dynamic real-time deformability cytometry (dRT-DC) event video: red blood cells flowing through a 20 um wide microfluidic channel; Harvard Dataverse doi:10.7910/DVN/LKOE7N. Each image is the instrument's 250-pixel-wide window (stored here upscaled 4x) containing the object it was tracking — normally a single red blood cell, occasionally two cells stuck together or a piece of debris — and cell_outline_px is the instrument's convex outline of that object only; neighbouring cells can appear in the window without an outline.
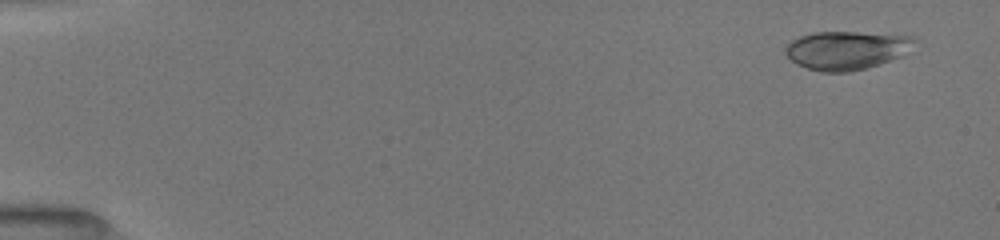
{"species": "common noctule bat (a hibernating species)", "species_latin": "Nyctalus noctula", "temperature_condition": "room temperature", "stored_images_in_passage": 42, "camera_frame_rate_fps": 3000, "um_per_image_px": 0.085, "animal": {"sex": "female", "body_mass_g": 19.5, "forearm_length_mm": 54.1}, "frame": {"image": 1, "passage_image": 3, "time_ms": 0.667, "image_size_px": [1000, 240], "cell_outline_px": [[916, 40], [900, 56], [880, 64], [848, 72], [820, 72], [796, 64], [784, 52], [784, 48], [792, 40], [800, 36], [812, 32], [856, 32], [912, 36]], "centroid_in_image_um": [71.89, 4.27], "position_along_channel_um": 13.1, "area_um2": 28.61}}
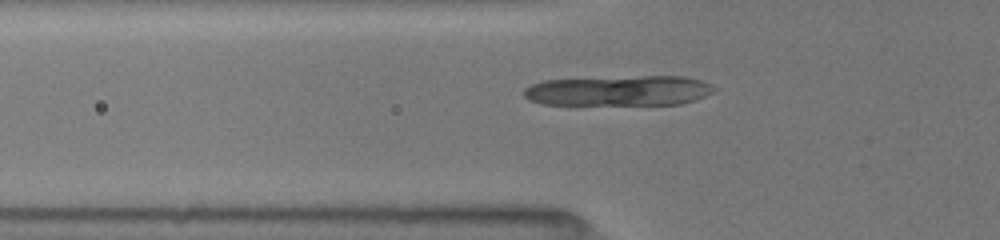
{"frame": {"image": 2, "passage_image": 17, "time_ms": 5.667, "image_size_px": [1000, 240], "cell_outline_px": [[716, 88], [712, 92], [696, 100], [680, 104], [544, 104], [528, 100], [524, 96], [524, 88], [532, 84], [544, 80], [644, 76], [684, 76], [700, 80], [712, 84]], "centroid_in_image_um": [52.63, 7.7], "position_along_channel_um": 73.2, "area_um2": 33.29}}